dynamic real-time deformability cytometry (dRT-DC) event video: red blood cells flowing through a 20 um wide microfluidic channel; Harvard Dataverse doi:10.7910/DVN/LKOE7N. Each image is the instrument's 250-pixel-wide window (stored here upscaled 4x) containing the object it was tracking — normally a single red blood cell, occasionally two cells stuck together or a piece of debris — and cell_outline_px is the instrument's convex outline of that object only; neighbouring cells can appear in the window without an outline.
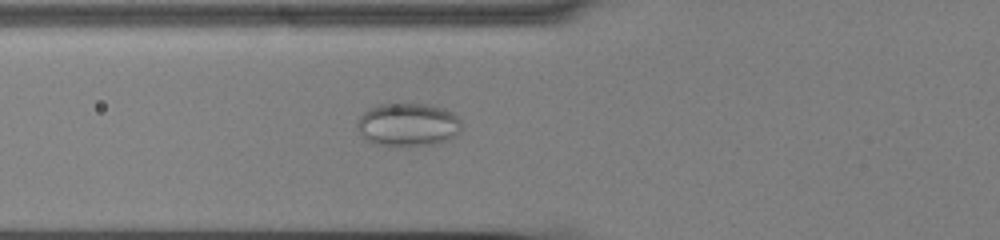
{"species": "common noctule bat (a hibernating species)", "species_latin": "Nyctalus noctula", "temperature_condition": "cold", "stored_images_in_passage": 58, "camera_frame_rate_fps": 3000, "um_per_image_px": 0.085, "animal": {"sex": "male", "body_mass_g": 13.0, "forearm_length_mm": 53.1}, "frame": {"image": 1, "passage_image": 23, "time_ms": 7.333, "image_size_px": [1000, 240], "cell_outline_px": [[460, 132], [456, 136], [440, 144], [396, 148], [372, 144], [356, 128], [356, 124], [360, 116], [364, 112], [376, 104], [432, 104], [444, 108], [452, 112], [460, 120]], "centroid_in_image_um": [34.68, 10.63], "position_along_channel_um": 91.1, "area_um2": 27.05}}
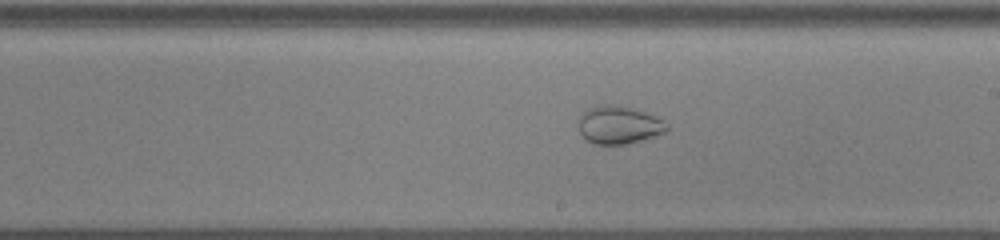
{"frame": {"image": 2, "passage_image": 35, "time_ms": 11.333, "image_size_px": [1000, 240], "cell_outline_px": [[668, 128], [664, 132], [644, 140], [628, 144], [592, 144], [580, 132], [580, 112], [588, 108], [600, 104], [616, 104], [632, 108], [656, 116], [664, 120], [668, 124]], "centroid_in_image_um": [52.61, 10.61], "position_along_channel_um": 236.4, "area_um2": 19.65}}
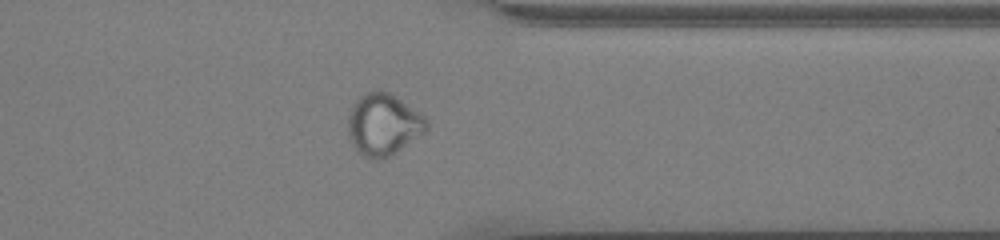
{"frame": {"image": 3, "passage_image": 47, "time_ms": 15.333, "image_size_px": [1000, 240], "cell_outline_px": [[428, 128], [424, 132], [388, 156], [380, 160], [372, 160], [364, 156], [352, 144], [348, 136], [348, 116], [352, 104], [364, 92], [376, 88], [380, 88], [396, 96], [420, 112], [428, 120]], "centroid_in_image_um": [32.56, 10.53], "position_along_channel_um": 378.8, "area_um2": 28.38}}